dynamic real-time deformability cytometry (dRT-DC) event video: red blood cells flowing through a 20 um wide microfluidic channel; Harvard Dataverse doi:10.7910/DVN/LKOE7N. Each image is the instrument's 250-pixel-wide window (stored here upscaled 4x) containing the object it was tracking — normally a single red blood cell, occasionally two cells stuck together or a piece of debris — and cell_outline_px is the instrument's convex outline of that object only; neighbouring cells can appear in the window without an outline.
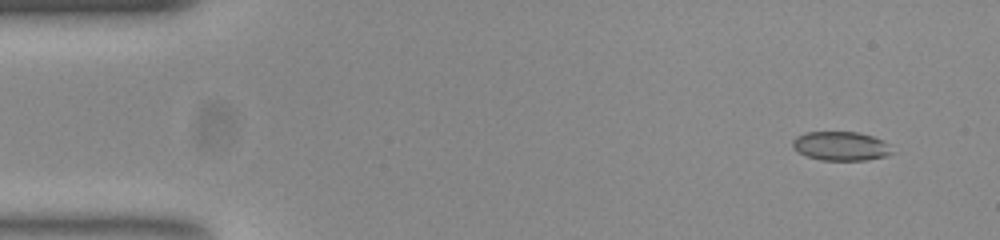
{"species": "common noctule bat (a hibernating species)", "species_latin": "Nyctalus noctula", "temperature_condition": "room temperature", "stored_images_in_passage": 50, "camera_frame_rate_fps": 3000, "um_per_image_px": 0.085, "animal": {"sex": "female", "body_mass_g": 23.0, "forearm_length_mm": 53.4}, "frame": {"image": 1, "passage_image": 1, "time_ms": 0.0, "image_size_px": [1000, 240], "cell_outline_px": [[896, 152], [888, 156], [868, 160], [820, 160], [804, 156], [792, 148], [792, 140], [796, 136], [804, 132], [860, 132], [884, 140]], "centroid_in_image_um": [71.48, 12.42], "position_along_channel_um": 13.5, "area_um2": 17.28}}
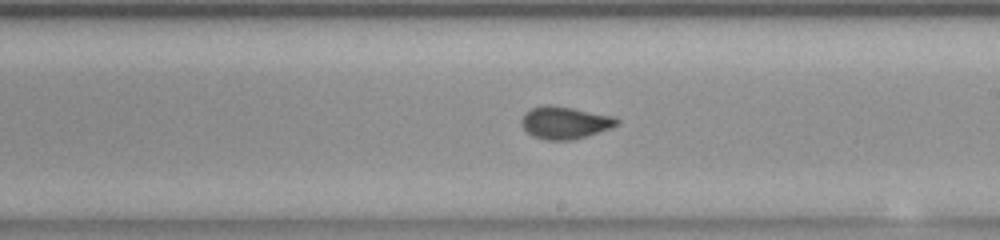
{"frame": {"image": 2, "passage_image": 27, "time_ms": 8.667, "image_size_px": [1000, 240], "cell_outline_px": [[620, 124], [572, 140], [548, 140], [532, 136], [520, 124], [520, 120], [524, 112], [532, 108], [544, 104], [548, 104], [572, 108], [612, 116], [620, 120]], "centroid_in_image_um": [47.95, 10.41], "position_along_channel_um": 241.0, "area_um2": 17.8}}
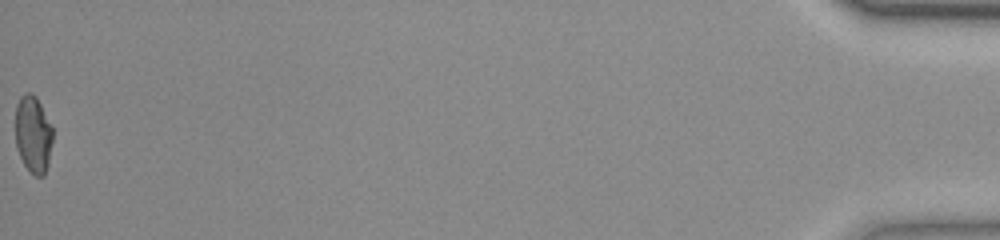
{"frame": {"image": 3, "passage_image": 50, "time_ms": 16.333, "image_size_px": [1000, 240], "cell_outline_px": [[52, 140], [48, 164], [44, 176], [36, 176], [24, 164], [16, 148], [16, 104], [20, 96], [24, 92], [32, 92], [36, 96], [52, 128]], "centroid_in_image_um": [2.8, 11.39], "position_along_channel_um": 432.4, "area_um2": 16.65}, "authors_computed_cell_mechanics": {"area_um2": 17.34, "velocity_mm_per_s": 3.8854, "shape_relaxation_time_tau1_ms": null, "shape_relaxation_time_tau2_ms": 0.6677, "deformation_change_tau1": null, "deformation_change_tau2": 0.0586}}